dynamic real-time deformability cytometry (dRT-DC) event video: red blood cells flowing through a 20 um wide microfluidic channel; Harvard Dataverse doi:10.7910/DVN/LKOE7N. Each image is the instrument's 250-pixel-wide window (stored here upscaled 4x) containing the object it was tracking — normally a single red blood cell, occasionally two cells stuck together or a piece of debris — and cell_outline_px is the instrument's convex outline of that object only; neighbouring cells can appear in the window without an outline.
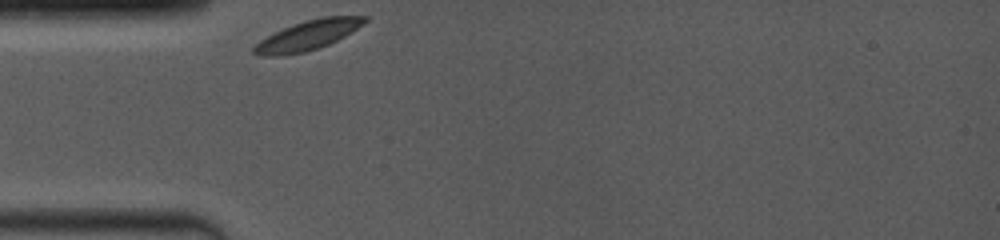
{"species": "common noctule bat (a hibernating species)", "species_latin": "Nyctalus noctula", "temperature_condition": "room temperature", "stored_images_in_passage": 39, "camera_frame_rate_fps": 4000, "um_per_image_px": 0.085, "animal": {"sex": "female", "body_mass_g": 19.0, "forearm_length_mm": 53.3}, "frame": {"image": 1, "passage_image": 1, "time_ms": 0.0, "image_size_px": [1000, 240], "cell_outline_px": [[368, 20], [344, 36], [320, 48], [304, 52], [280, 56], [264, 56], [252, 52], [252, 48], [260, 40], [292, 24], [304, 20], [320, 16], [368, 16]], "centroid_in_image_um": [26.15, 2.99], "position_along_channel_um": 58.8, "area_um2": 18.96}}
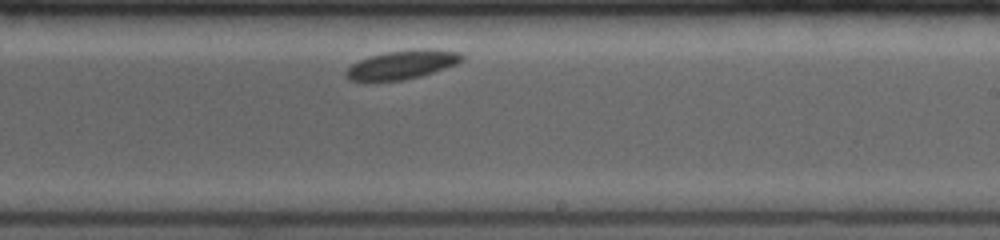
{"frame": {"image": 2, "passage_image": 23, "time_ms": 5.5, "image_size_px": [1000, 240], "cell_outline_px": [[464, 60], [456, 64], [420, 76], [404, 80], [348, 80], [344, 72], [352, 64], [360, 60], [372, 56], [388, 52], [420, 48], [432, 48], [460, 52], [464, 56]], "centroid_in_image_um": [34.23, 5.48], "position_along_channel_um": 254.8, "area_um2": 19.19}}
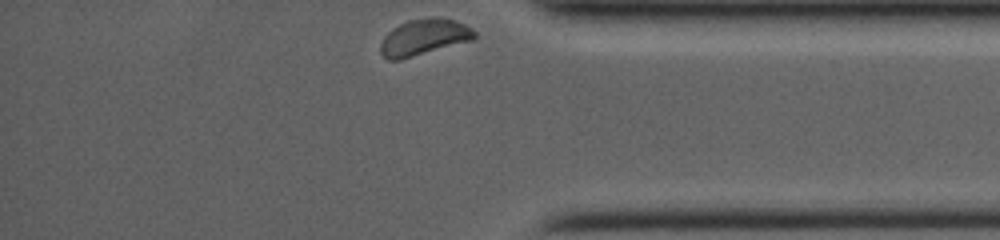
{"frame": {"image": 3, "passage_image": 39, "time_ms": 9.5, "image_size_px": [1000, 240], "cell_outline_px": [[476, 36], [472, 40], [400, 60], [388, 60], [380, 52], [380, 44], [384, 36], [392, 28], [408, 20], [436, 16], [452, 20], [464, 24], [472, 28], [476, 32]], "centroid_in_image_um": [36.02, 3.16], "position_along_channel_um": 399.2, "area_um2": 19.77}, "authors_computed_cell_mechanics": {"area_um2": 19.3052, "velocity_mm_per_s": 3.6409, "shape_relaxation_time_tau1_ms": 1.2423, "shape_relaxation_time_tau2_ms": null, "deformation_change_tau1": 0.0697, "deformation_change_tau2": null}}